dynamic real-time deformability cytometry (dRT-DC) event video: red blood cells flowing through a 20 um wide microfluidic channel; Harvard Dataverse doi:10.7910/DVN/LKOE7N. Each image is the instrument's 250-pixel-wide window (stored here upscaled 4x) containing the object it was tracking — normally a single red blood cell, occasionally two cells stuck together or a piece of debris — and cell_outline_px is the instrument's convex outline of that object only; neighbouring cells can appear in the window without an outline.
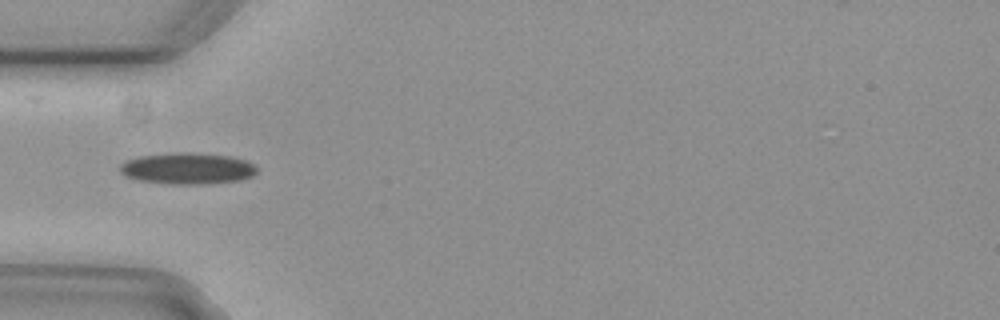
{"species": "common noctule bat (a hibernating species)", "species_latin": "Nyctalus noctula", "temperature_condition": "cold", "stored_images_in_passage": 8, "camera_frame_rate_fps": 3000, "um_per_image_px": 0.085, "animal": {"sex": "female", "body_mass_g": 29.2, "forearm_length_mm": 56.3}, "frame": {"image": 1, "passage_image": 1, "time_ms": 0.0, "image_size_px": [1000, 320], "cell_outline_px": [[256, 172], [252, 176], [240, 180], [212, 184], [172, 184], [140, 180], [124, 176], [120, 172], [120, 164], [128, 160], [140, 156], [184, 152], [188, 152], [228, 156], [244, 160], [252, 164], [256, 168]], "centroid_in_image_um": [15.93, 14.33], "position_along_channel_um": 69.1, "area_um2": 24.8}}